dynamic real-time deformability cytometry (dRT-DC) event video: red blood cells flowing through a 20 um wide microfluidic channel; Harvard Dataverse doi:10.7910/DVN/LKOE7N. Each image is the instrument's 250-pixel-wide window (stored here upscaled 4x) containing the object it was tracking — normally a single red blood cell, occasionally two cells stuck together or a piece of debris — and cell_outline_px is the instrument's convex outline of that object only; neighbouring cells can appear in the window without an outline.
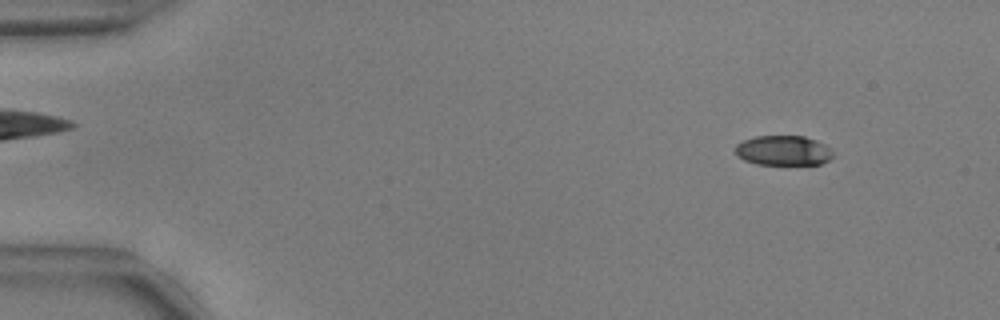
{"species": "common noctule bat (a hibernating species)", "species_latin": "Nyctalus noctula", "temperature_condition": "warm", "stored_images_in_passage": 54, "camera_frame_rate_fps": 3000, "um_per_image_px": 0.085, "animal": {"sex": "male", "body_mass_g": 17.9, "forearm_length_mm": 54.2}, "frame": {"image": 1, "passage_image": 6, "time_ms": 1.667, "image_size_px": [1000, 320], "cell_outline_px": [[832, 156], [828, 160], [820, 164], [756, 164], [744, 160], [736, 156], [736, 144], [744, 140], [756, 136], [804, 136], [816, 140], [824, 144], [832, 152]], "centroid_in_image_um": [66.55, 12.79], "position_along_channel_um": 18.4, "area_um2": 16.88}}
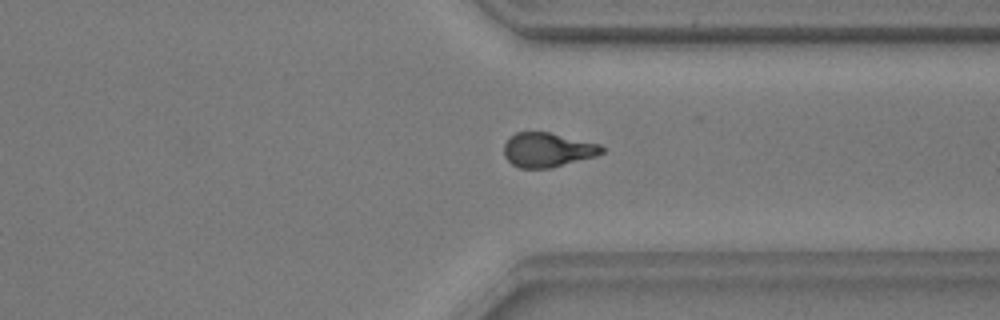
{"frame": {"image": 2, "passage_image": 42, "time_ms": 13.667, "image_size_px": [1000, 320], "cell_outline_px": [[604, 152], [596, 156], [548, 168], [520, 168], [512, 164], [504, 156], [504, 144], [508, 136], [516, 132], [548, 132], [600, 144], [604, 148]], "centroid_in_image_um": [46.51, 12.73], "position_along_channel_um": 364.9, "area_um2": 19.54}}
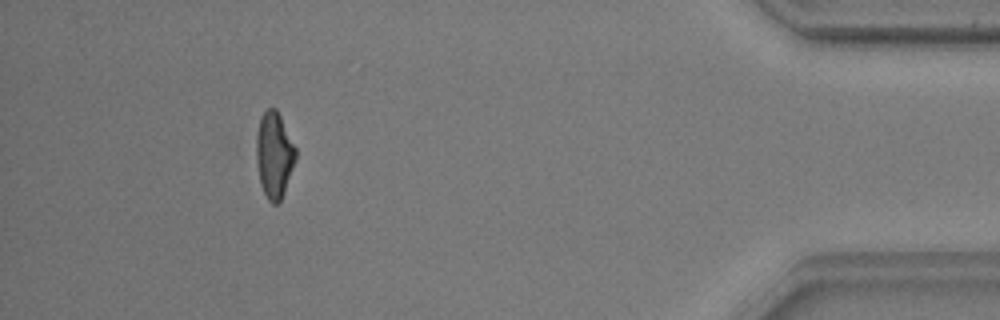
{"frame": {"image": 3, "passage_image": 50, "time_ms": 16.333, "image_size_px": [1000, 320], "cell_outline_px": [[296, 160], [284, 192], [280, 200], [276, 204], [272, 204], [268, 200], [260, 184], [256, 160], [256, 136], [260, 116], [268, 108], [276, 108], [296, 148]], "centroid_in_image_um": [23.3, 13.17], "position_along_channel_um": 411.9, "area_um2": 19.71}, "authors_computed_cell_mechanics": {"area_um2": 19.9121, "velocity_mm_per_s": 3.7604, "shape_relaxation_time_tau1_ms": 3.8204, "shape_relaxation_time_tau2_ms": 3.5497, "deformation_change_tau1": 0.1478, "deformation_change_tau2": 0.1193}}